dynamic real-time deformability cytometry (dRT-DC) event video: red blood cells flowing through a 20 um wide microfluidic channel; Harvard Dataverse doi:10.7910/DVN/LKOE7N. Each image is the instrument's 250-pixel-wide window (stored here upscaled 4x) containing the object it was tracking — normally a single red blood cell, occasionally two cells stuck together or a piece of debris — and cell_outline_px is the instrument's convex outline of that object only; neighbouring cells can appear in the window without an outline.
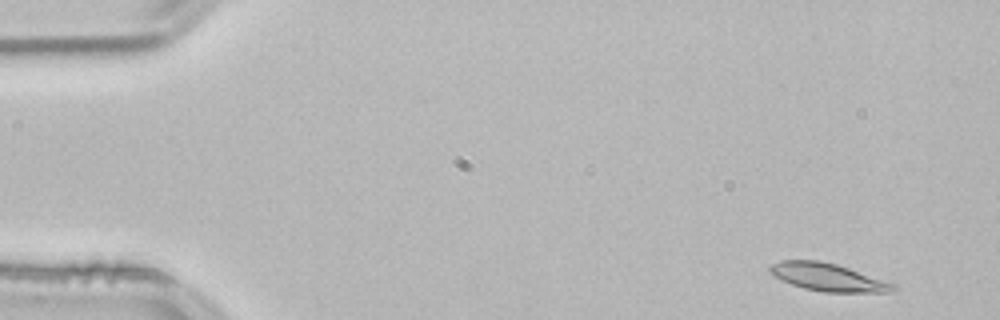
{"species": "common noctule bat (a hibernating species)", "species_latin": "Nyctalus noctula", "temperature_condition": "room temperature", "stored_images_in_passage": 51, "camera_frame_rate_fps": 3000, "um_per_image_px": 0.085, "animal": {"sex": "male", "body_mass_g": 21.5, "forearm_length_mm": 52.0}, "frame": {"image": 1, "passage_image": 2, "time_ms": 0.333, "image_size_px": [1000, 320], "cell_outline_px": [[896, 288], [892, 292], [824, 292], [804, 288], [780, 280], [768, 272], [768, 268], [772, 264], [780, 260], [820, 260], [836, 264], [892, 280], [896, 284]], "centroid_in_image_um": [70.45, 23.55], "position_along_channel_um": 14.6, "area_um2": 20.46}}
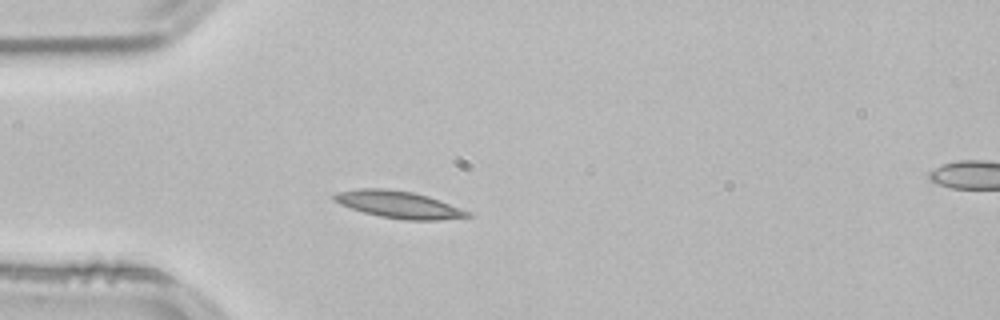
{"frame": {"image": 2, "passage_image": 13, "time_ms": 4.0, "image_size_px": [1000, 320], "cell_outline_px": [[472, 216], [440, 220], [404, 220], [380, 216], [364, 212], [340, 204], [332, 196], [336, 192], [356, 188], [384, 188], [412, 192], [428, 196], [472, 212]], "centroid_in_image_um": [33.91, 17.38], "position_along_channel_um": 51.1, "area_um2": 20.98}}
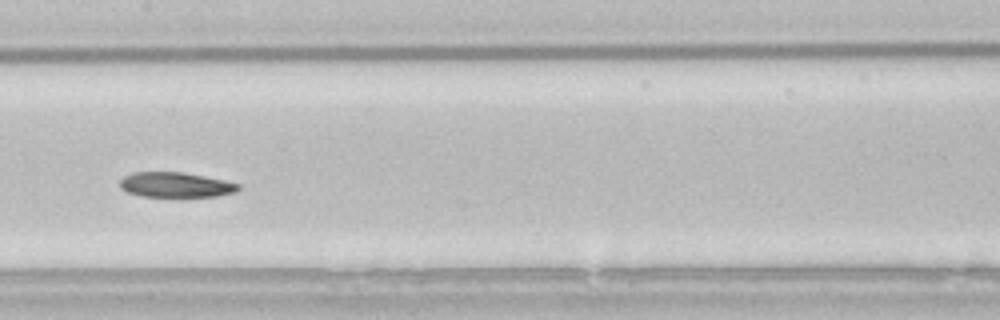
{"frame": {"image": 3, "passage_image": 25, "time_ms": 8.0, "image_size_px": [1000, 320], "cell_outline_px": [[240, 188], [236, 192], [216, 196], [140, 196], [128, 192], [120, 188], [120, 180], [124, 176], [132, 172], [180, 172], [204, 176], [224, 180], [240, 184]], "centroid_in_image_um": [14.92, 15.7], "position_along_channel_um": 192.5, "area_um2": 17.17}, "authors_computed_cell_mechanics": {"area_um2": 19.4208, "velocity_mm_per_s": 3.7989, "shape_relaxation_time_tau1_ms": null, "shape_relaxation_time_tau2_ms": 7.3813, "deformation_change_tau1": null, "deformation_change_tau2": 0.1424}}